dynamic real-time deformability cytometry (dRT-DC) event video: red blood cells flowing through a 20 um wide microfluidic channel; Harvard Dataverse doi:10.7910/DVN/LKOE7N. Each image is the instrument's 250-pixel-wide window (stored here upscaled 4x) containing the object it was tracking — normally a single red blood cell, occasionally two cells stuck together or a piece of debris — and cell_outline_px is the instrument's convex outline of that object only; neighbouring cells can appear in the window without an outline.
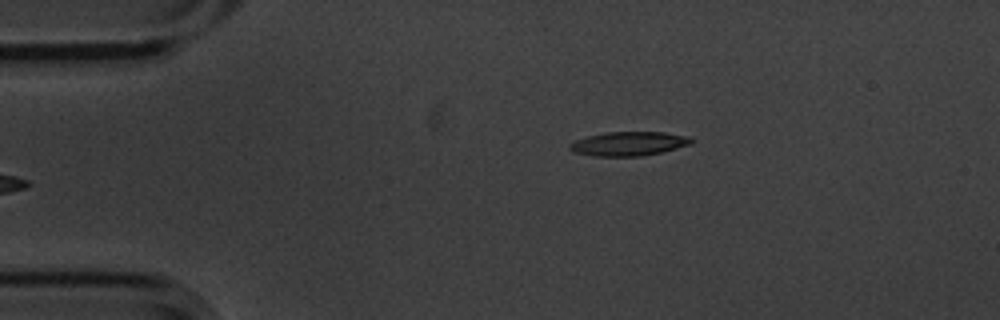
{"species": "common noctule bat (a hibernating species)", "species_latin": "Nyctalus noctula", "temperature_condition": "cold", "stored_images_in_passage": 5, "camera_frame_rate_fps": 3000, "um_per_image_px": 0.085, "animal": {"sex": "male", "body_mass_g": 20.1, "forearm_length_mm": 53.5}, "frame": {"image": 1, "passage_image": 5, "time_ms": 1.333, "image_size_px": [1000, 320], "cell_outline_px": [[692, 144], [660, 152], [640, 156], [592, 156], [572, 152], [568, 148], [568, 144], [576, 140], [588, 136], [608, 132], [664, 132], [688, 136], [692, 140]], "centroid_in_image_um": [53.4, 12.22], "position_along_channel_um": 31.6, "area_um2": 16.99}}